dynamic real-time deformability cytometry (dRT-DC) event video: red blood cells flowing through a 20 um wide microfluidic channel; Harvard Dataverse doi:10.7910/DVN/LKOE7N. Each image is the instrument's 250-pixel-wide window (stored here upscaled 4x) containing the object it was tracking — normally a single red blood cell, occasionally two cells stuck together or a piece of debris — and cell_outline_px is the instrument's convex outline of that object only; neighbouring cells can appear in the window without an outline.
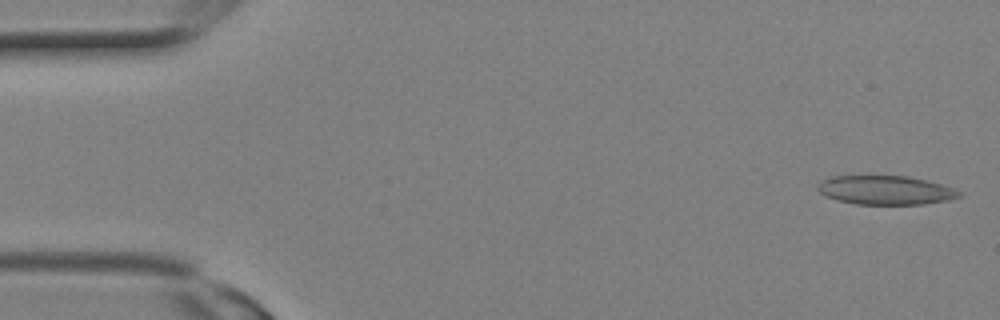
{"species": "Egyptian fruit bat (a non-hibernating species)", "species_latin": "Rousettus aegyptiacus", "temperature_condition": "room temperature", "stored_images_in_passage": 11, "camera_frame_rate_fps": 3000, "um_per_image_px": 0.085, "animal": {"sex": "female"}, "frame": {"image": 1, "passage_image": 1, "time_ms": 0.0, "image_size_px": [1000, 320], "cell_outline_px": [[960, 196], [948, 200], [924, 204], [856, 204], [836, 200], [820, 192], [816, 188], [824, 180], [832, 176], [908, 176], [940, 184], [952, 188], [960, 192]], "centroid_in_image_um": [75.26, 16.17], "position_along_channel_um": 9.7, "area_um2": 23.47}}
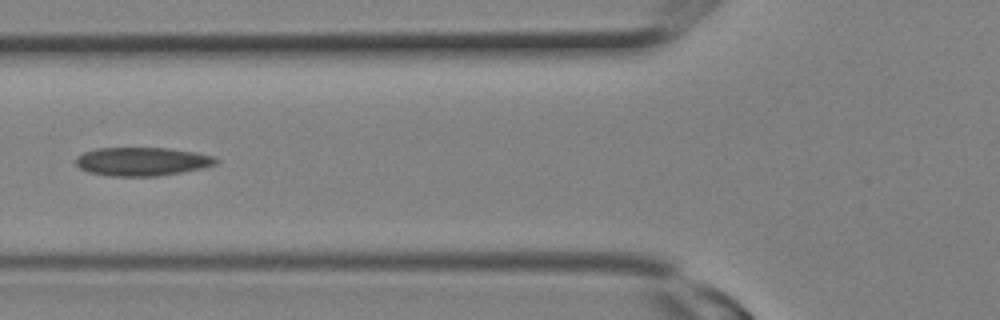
{"frame": {"image": 2, "passage_image": 10, "time_ms": 3.0, "image_size_px": [1000, 320], "cell_outline_px": [[220, 160], [216, 164], [204, 168], [156, 176], [112, 176], [88, 172], [80, 168], [76, 164], [76, 156], [84, 152], [96, 148], [168, 148], [196, 152], [212, 156]], "centroid_in_image_um": [12.08, 13.72], "position_along_channel_um": 113.7, "area_um2": 23.29}}